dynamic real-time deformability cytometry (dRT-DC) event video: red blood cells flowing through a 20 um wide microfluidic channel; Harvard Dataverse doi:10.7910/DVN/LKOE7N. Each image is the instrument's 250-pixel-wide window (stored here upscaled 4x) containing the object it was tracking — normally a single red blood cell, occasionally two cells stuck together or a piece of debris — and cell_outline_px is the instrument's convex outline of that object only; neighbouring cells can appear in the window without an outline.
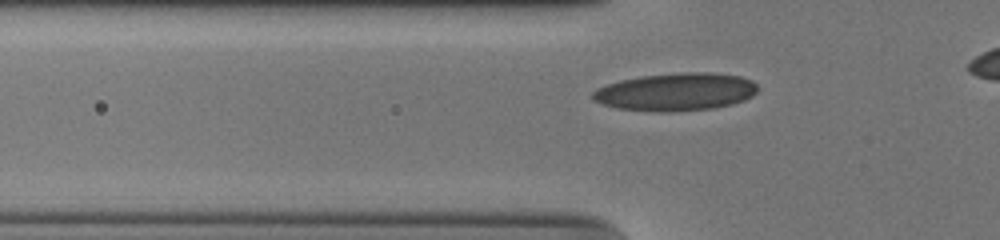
{"species": "human", "species_latin": "Homo sapiens", "temperature_condition": "cold", "stored_images_in_passage": 37, "camera_frame_rate_fps": 3000, "um_per_image_px": 0.085, "donor": {"sex": "male"}, "frame": {"image": 1, "passage_image": 9, "time_ms": 2.667, "image_size_px": [1000, 240], "cell_outline_px": [[756, 92], [752, 96], [744, 100], [732, 104], [712, 108], [668, 112], [656, 112], [616, 108], [592, 100], [592, 92], [596, 88], [620, 80], [640, 76], [680, 72], [712, 72], [740, 76], [752, 80], [756, 84]], "centroid_in_image_um": [57.43, 7.8], "position_along_channel_um": 68.4, "area_um2": 36.47}}
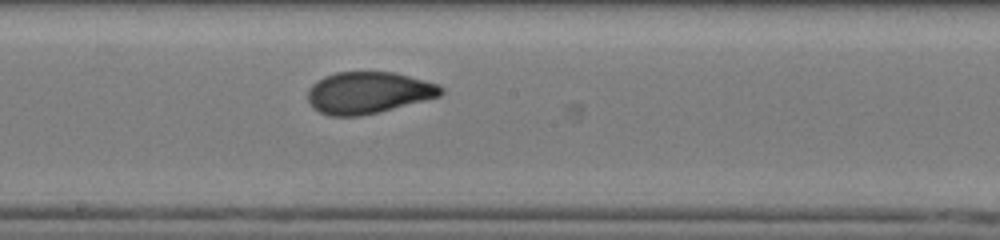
{"frame": {"image": 2, "passage_image": 21, "time_ms": 6.667, "image_size_px": [1000, 240], "cell_outline_px": [[444, 92], [440, 96], [380, 112], [360, 116], [328, 116], [312, 108], [308, 100], [308, 88], [316, 80], [324, 76], [336, 72], [392, 72], [440, 84], [444, 88]], "centroid_in_image_um": [31.29, 7.88], "position_along_channel_um": 216.9, "area_um2": 32.6}}
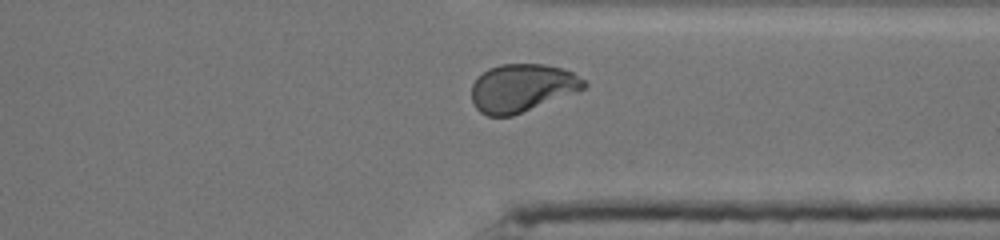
{"frame": {"image": 3, "passage_image": 33, "time_ms": 10.667, "image_size_px": [1000, 240], "cell_outline_px": [[588, 84], [584, 88], [576, 92], [512, 116], [488, 116], [480, 112], [476, 108], [472, 100], [472, 84], [488, 68], [500, 64], [544, 64], [564, 68], [572, 72], [584, 80]], "centroid_in_image_um": [44.37, 7.47], "position_along_channel_um": 367.0, "area_um2": 31.27}, "authors_computed_cell_mechanics": {"area_um2": 32.7148, "velocity_mm_per_s": 3.749, "shape_relaxation_time_tau1_ms": 5.8617, "shape_relaxation_time_tau2_ms": 0.8793, "deformation_change_tau1": 0.2085, "deformation_change_tau2": 0.0574}}